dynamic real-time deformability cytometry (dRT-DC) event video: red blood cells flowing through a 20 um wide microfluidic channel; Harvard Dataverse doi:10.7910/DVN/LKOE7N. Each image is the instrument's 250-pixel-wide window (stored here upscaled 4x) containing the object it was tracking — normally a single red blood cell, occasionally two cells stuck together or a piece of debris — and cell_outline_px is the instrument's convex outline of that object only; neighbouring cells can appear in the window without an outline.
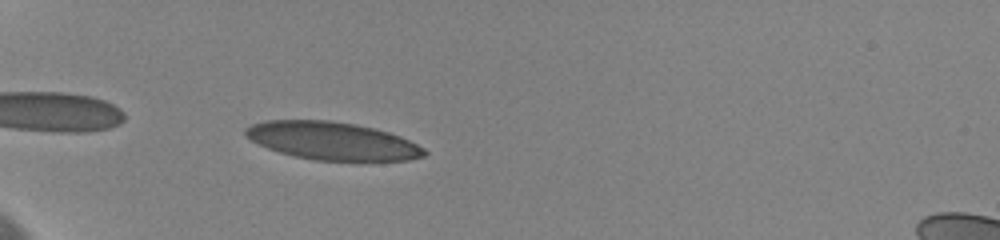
{"species": "human", "species_latin": "Homo sapiens", "temperature_condition": "cold", "stored_images_in_passage": 10, "camera_frame_rate_fps": 3000, "um_per_image_px": 0.085, "donor": {"sex": "female"}, "frame": {"image": 1, "passage_image": 7, "time_ms": 1.0, "image_size_px": [1000, 240], "cell_outline_px": [[428, 152], [424, 156], [408, 160], [316, 160], [296, 156], [280, 152], [268, 148], [244, 136], [244, 128], [252, 124], [268, 120], [328, 120], [356, 124], [388, 132], [400, 136], [424, 148]], "centroid_in_image_um": [28.23, 11.96], "position_along_channel_um": 56.8, "area_um2": 39.07}}